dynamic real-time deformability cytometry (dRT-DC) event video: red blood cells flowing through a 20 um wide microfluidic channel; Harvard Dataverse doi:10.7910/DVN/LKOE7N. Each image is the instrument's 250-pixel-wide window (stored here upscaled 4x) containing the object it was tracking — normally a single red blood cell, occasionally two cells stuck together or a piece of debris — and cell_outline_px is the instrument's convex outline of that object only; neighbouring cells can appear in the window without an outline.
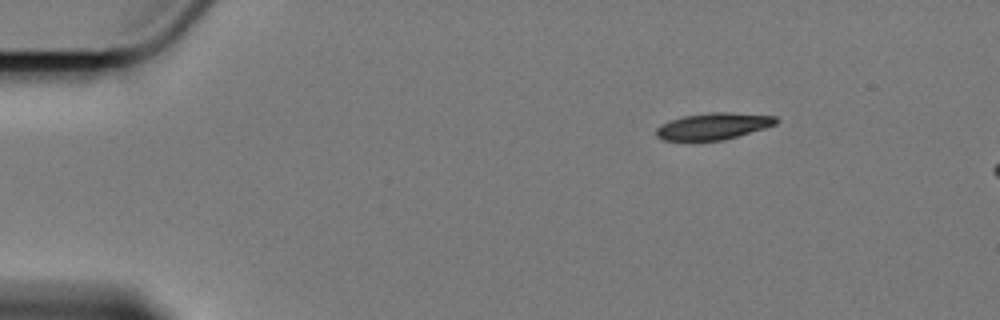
{"species": "Egyptian fruit bat (a non-hibernating species)", "species_latin": "Rousettus aegyptiacus", "temperature_condition": "cold", "stored_images_in_passage": 3, "camera_frame_rate_fps": 3000, "um_per_image_px": 0.085, "animal": {"sex": "female"}, "frame": {"image": 1, "passage_image": 1, "time_ms": 0.0, "image_size_px": [1000, 320], "cell_outline_px": [[780, 120], [776, 124], [764, 128], [724, 140], [664, 140], [656, 136], [656, 128], [660, 124], [684, 116], [708, 112], [728, 112], [776, 116]], "centroid_in_image_um": [60.64, 10.72], "position_along_channel_um": 24.4, "area_um2": 18.5}}